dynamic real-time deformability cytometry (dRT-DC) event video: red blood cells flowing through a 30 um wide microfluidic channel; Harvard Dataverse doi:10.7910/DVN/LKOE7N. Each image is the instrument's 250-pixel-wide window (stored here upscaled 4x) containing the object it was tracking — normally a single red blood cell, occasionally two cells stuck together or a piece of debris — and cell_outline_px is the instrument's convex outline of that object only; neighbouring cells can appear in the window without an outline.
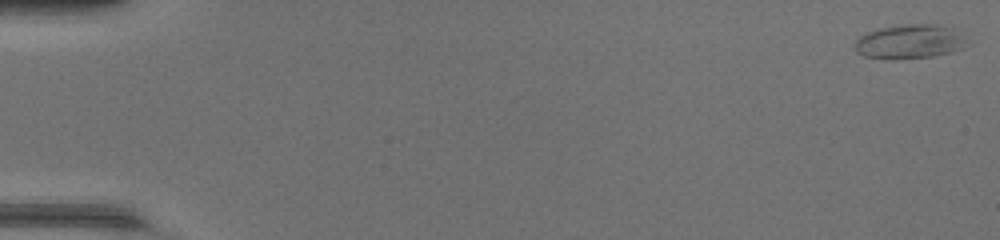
{"species": "common noctule bat (a hibernating species)", "species_latin": "Nyctalus noctula", "temperature_condition": "warm", "stored_images_in_passage": 48, "camera_frame_rate_fps": 3000, "um_per_image_px": 0.085, "animal": {"sex": "female", "body_mass_g": 17.0, "forearm_length_mm": 48.0}, "frame": {"image": 1, "passage_image": 1, "time_ms": 0.0, "image_size_px": [1000, 240], "cell_outline_px": [[972, 44], [964, 48], [932, 56], [892, 60], [864, 56], [856, 52], [856, 40], [860, 36], [868, 32], [880, 28], [904, 24], [936, 24], [952, 28]], "centroid_in_image_um": [77.34, 3.54], "position_along_channel_um": 7.7, "area_um2": 22.37}}
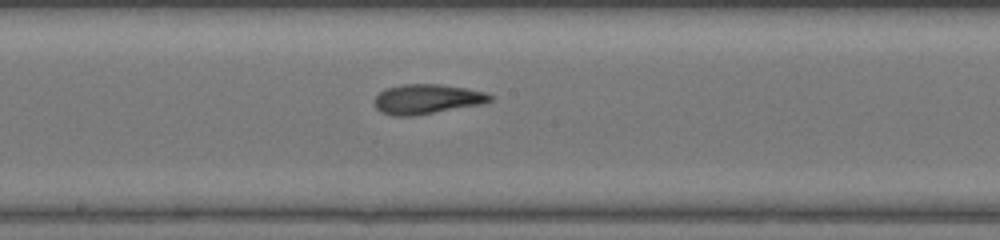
{"frame": {"image": 2, "passage_image": 27, "time_ms": 8.667, "image_size_px": [1000, 240], "cell_outline_px": [[492, 100], [480, 104], [416, 116], [392, 116], [380, 112], [376, 108], [372, 100], [380, 92], [388, 88], [400, 84], [440, 84], [468, 88], [484, 92], [492, 96]], "centroid_in_image_um": [36.24, 8.43], "position_along_channel_um": 212.0, "area_um2": 20.17}}
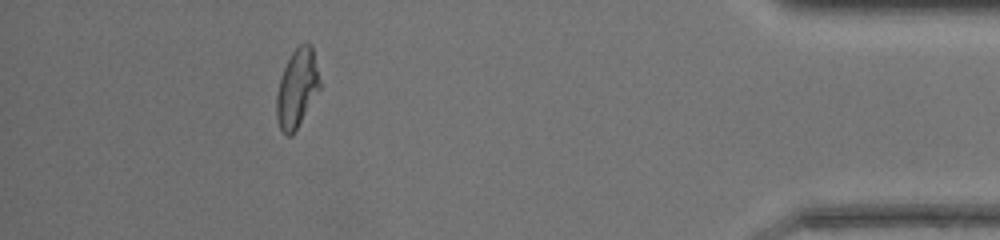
{"frame": {"image": 3, "passage_image": 44, "time_ms": 14.333, "image_size_px": [1000, 240], "cell_outline_px": [[320, 88], [292, 136], [288, 136], [280, 128], [276, 116], [276, 92], [284, 68], [292, 52], [300, 44], [312, 44], [320, 80]], "centroid_in_image_um": [25.24, 7.5], "position_along_channel_um": 410.0, "area_um2": 19.48}, "authors_computed_cell_mechanics": {"area_um2": 20.2011, "velocity_mm_per_s": 4.4095, "shape_relaxation_time_tau1_ms": 9.0013, "shape_relaxation_time_tau2_ms": 1.4482, "deformation_change_tau1": 0.305, "deformation_change_tau2": 0.0895}}